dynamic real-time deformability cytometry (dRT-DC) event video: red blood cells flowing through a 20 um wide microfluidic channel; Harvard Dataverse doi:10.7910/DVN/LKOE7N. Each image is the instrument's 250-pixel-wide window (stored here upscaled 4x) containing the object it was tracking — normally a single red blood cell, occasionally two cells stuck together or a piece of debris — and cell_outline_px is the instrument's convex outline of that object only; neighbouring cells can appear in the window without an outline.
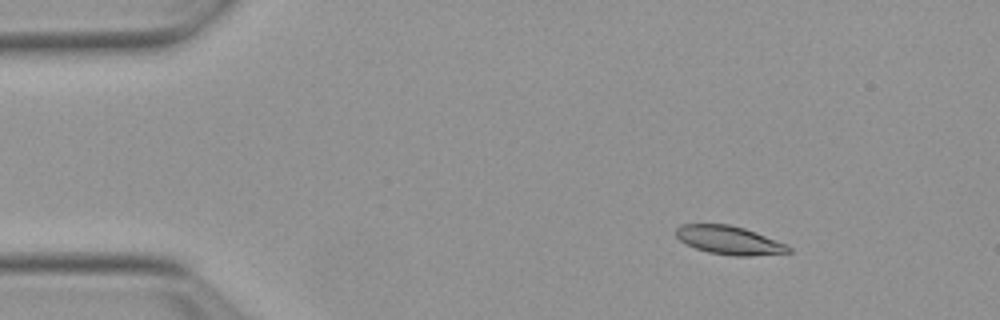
{"species": "Egyptian fruit bat (a non-hibernating species)", "species_latin": "Rousettus aegyptiacus", "temperature_condition": "warm", "stored_images_in_passage": 54, "camera_frame_rate_fps": 3000, "um_per_image_px": 0.085, "animal": {"sex": "female"}, "frame": {"image": 1, "passage_image": 7, "time_ms": 2.0, "image_size_px": [1000, 320], "cell_outline_px": [[792, 252], [752, 256], [732, 256], [708, 252], [696, 248], [680, 240], [676, 236], [676, 228], [680, 224], [728, 224], [744, 228], [756, 232], [788, 244], [792, 248]], "centroid_in_image_um": [62.02, 20.42], "position_along_channel_um": 23.0, "area_um2": 18.79}}
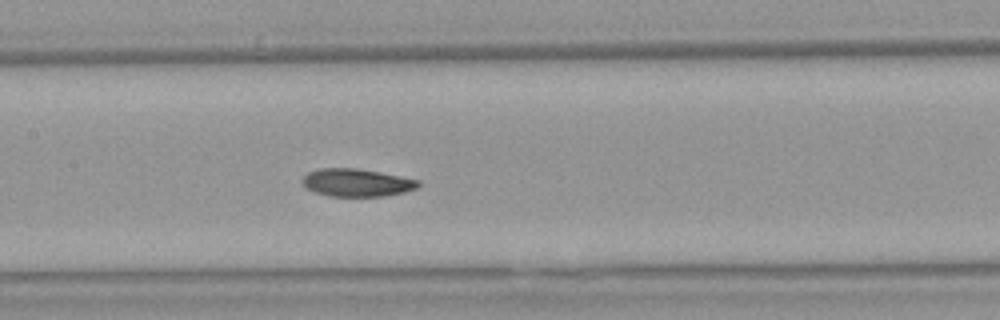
{"frame": {"image": 2, "passage_image": 25, "time_ms": 8.0, "image_size_px": [1000, 320], "cell_outline_px": [[420, 184], [416, 188], [404, 192], [384, 196], [328, 196], [304, 188], [300, 180], [308, 172], [320, 168], [356, 168], [380, 172], [420, 180]], "centroid_in_image_um": [30.28, 15.52], "position_along_channel_um": 177.1, "area_um2": 18.84}}
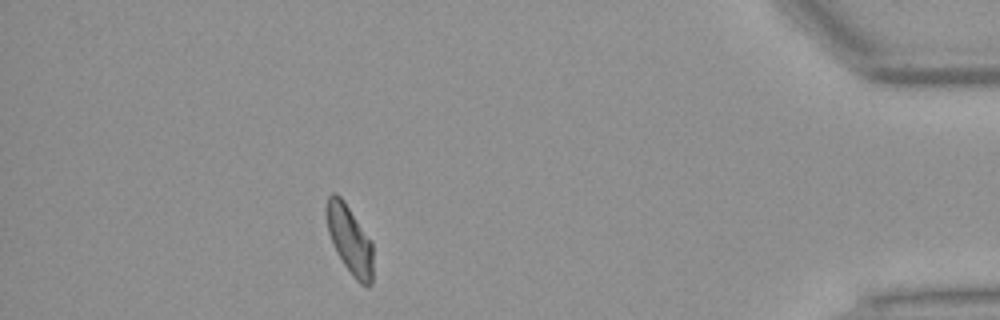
{"frame": {"image": 3, "passage_image": 47, "time_ms": 15.333, "image_size_px": [1000, 320], "cell_outline_px": [[372, 284], [368, 288], [360, 284], [352, 276], [336, 252], [332, 244], [328, 232], [324, 212], [324, 208], [328, 196], [332, 192], [336, 192], [344, 200], [372, 240]], "centroid_in_image_um": [29.7, 20.34], "position_along_channel_um": 405.5, "area_um2": 19.13}, "authors_computed_cell_mechanics": {"area_um2": 18.9006, "velocity_mm_per_s": 3.8308, "shape_relaxation_time_tau1_ms": 4.1673, "shape_relaxation_time_tau2_ms": 4.7378, "deformation_change_tau1": 0.1502, "deformation_change_tau2": 0.0995}}